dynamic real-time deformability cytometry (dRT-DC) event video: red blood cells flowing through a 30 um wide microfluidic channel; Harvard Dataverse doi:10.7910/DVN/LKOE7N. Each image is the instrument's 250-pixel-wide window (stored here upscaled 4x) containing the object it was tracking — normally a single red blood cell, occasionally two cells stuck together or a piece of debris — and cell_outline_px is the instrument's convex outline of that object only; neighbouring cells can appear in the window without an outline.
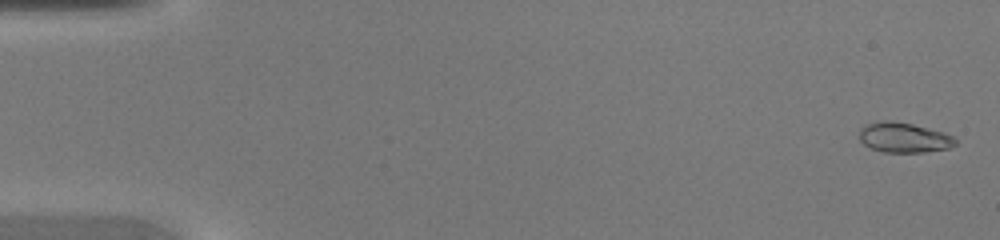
{"species": "common noctule bat (a hibernating species)", "species_latin": "Nyctalus noctula", "temperature_condition": "warm", "stored_images_in_passage": 46, "camera_frame_rate_fps": 3000, "um_per_image_px": 0.085, "animal": {"sex": "female", "body_mass_g": 20.0, "forearm_length_mm": 54.0}, "frame": {"image": 1, "passage_image": 2, "time_ms": 0.333, "image_size_px": [1000, 240], "cell_outline_px": [[956, 144], [948, 148], [924, 152], [884, 152], [872, 148], [864, 144], [860, 140], [860, 128], [864, 124], [884, 120], [888, 120], [912, 124], [944, 132], [956, 136]], "centroid_in_image_um": [76.84, 11.68], "position_along_channel_um": 8.2, "area_um2": 16.82}}
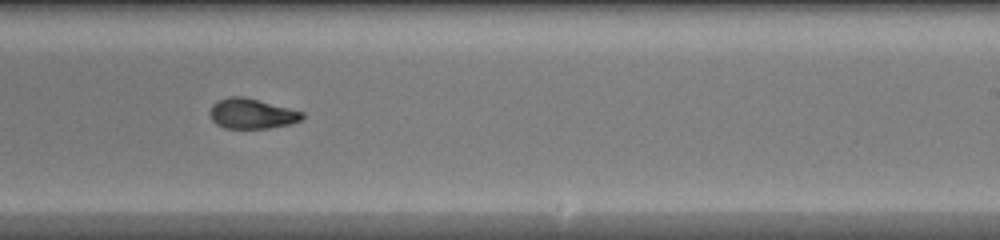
{"frame": {"image": 2, "passage_image": 29, "time_ms": 9.333, "image_size_px": [1000, 240], "cell_outline_px": [[304, 116], [300, 120], [288, 124], [268, 128], [224, 128], [216, 124], [212, 120], [208, 112], [212, 104], [216, 100], [228, 96], [244, 96], [304, 112]], "centroid_in_image_um": [21.34, 9.64], "position_along_channel_um": 267.7, "area_um2": 16.3}}
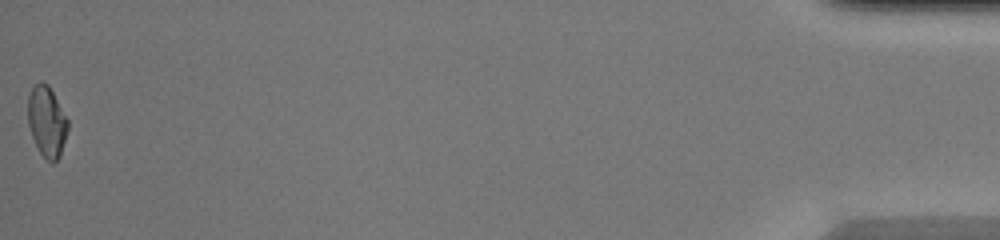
{"frame": {"image": 3, "passage_image": 46, "time_ms": 15.0, "image_size_px": [1000, 240], "cell_outline_px": [[68, 128], [60, 156], [52, 164], [40, 152], [32, 136], [28, 124], [28, 96], [32, 88], [40, 80], [48, 84], [68, 120]], "centroid_in_image_um": [3.98, 10.32], "position_along_channel_um": 431.2, "area_um2": 16.24}}